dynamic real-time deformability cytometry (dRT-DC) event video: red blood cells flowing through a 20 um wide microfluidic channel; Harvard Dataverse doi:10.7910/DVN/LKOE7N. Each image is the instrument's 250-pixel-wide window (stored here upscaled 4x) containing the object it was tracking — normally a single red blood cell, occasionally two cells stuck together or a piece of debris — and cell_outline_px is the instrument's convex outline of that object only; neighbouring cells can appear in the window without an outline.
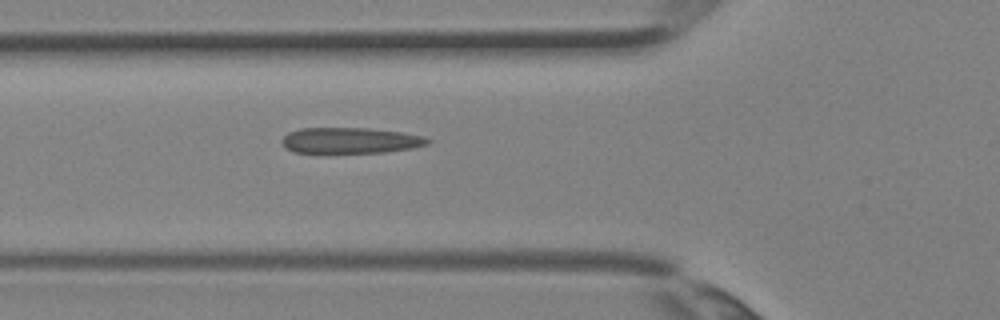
{"species": "Egyptian fruit bat (a non-hibernating species)", "species_latin": "Rousettus aegyptiacus", "temperature_condition": "room temperature", "stored_images_in_passage": 5, "camera_frame_rate_fps": 3000, "um_per_image_px": 0.085, "animal": {"sex": "female"}, "frame": {"image": 1, "passage_image": 5, "time_ms": 1.333, "image_size_px": [1000, 320], "cell_outline_px": [[432, 140], [428, 144], [412, 148], [384, 152], [292, 152], [284, 148], [280, 144], [280, 140], [288, 132], [300, 128], [368, 128], [400, 132], [424, 136]], "centroid_in_image_um": [29.73, 11.93], "position_along_channel_um": 96.1, "area_um2": 21.96}}